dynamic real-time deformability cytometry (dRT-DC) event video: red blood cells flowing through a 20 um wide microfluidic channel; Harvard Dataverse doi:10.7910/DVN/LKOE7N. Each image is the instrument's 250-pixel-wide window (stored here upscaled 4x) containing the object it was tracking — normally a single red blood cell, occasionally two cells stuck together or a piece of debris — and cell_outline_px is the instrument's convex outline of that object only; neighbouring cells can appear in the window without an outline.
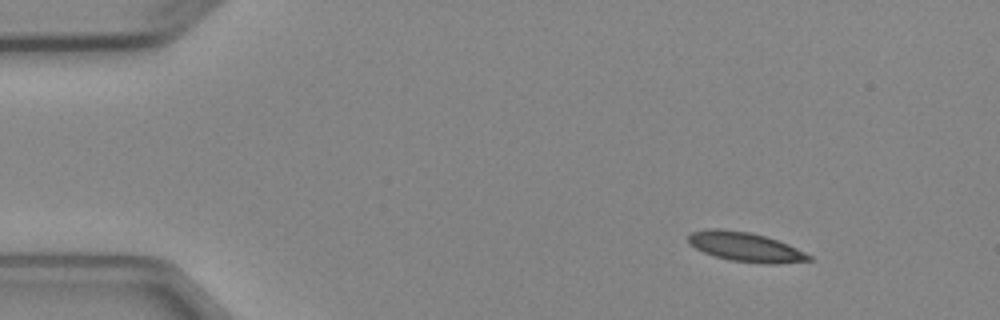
{"species": "Egyptian fruit bat (a non-hibernating species)", "species_latin": "Rousettus aegyptiacus", "temperature_condition": "cold", "stored_images_in_passage": 6, "camera_frame_rate_fps": 3000, "um_per_image_px": 0.085, "animal": {"sex": "female"}, "frame": {"image": 1, "passage_image": 1, "time_ms": 0.0, "image_size_px": [1000, 320], "cell_outline_px": [[812, 260], [776, 264], [764, 264], [732, 260], [712, 256], [688, 244], [688, 236], [692, 232], [708, 228], [720, 228], [748, 232], [764, 236], [788, 244], [812, 256]], "centroid_in_image_um": [63.33, 20.99], "position_along_channel_um": 21.7, "area_um2": 20.58}}